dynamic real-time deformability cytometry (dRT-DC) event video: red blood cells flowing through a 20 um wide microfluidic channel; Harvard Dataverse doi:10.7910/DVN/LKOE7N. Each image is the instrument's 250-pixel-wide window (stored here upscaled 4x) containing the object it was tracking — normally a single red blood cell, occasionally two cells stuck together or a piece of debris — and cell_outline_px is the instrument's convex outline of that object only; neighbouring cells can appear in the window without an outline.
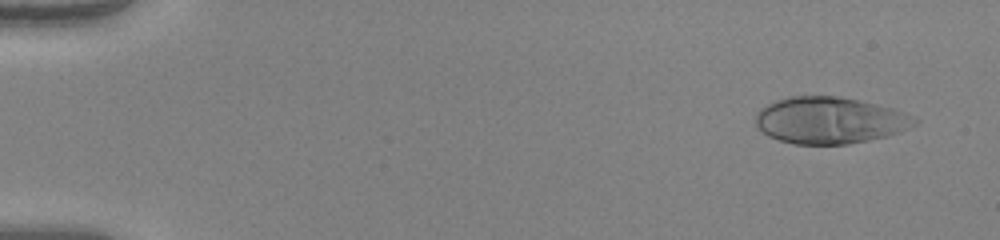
{"species": "human", "species_latin": "Homo sapiens", "temperature_condition": "warm", "stored_images_in_passage": 50, "camera_frame_rate_fps": 3000, "um_per_image_px": 0.085, "donor": {"sex": "female"}, "frame": {"image": 1, "passage_image": 3, "time_ms": 0.667, "image_size_px": [1000, 240], "cell_outline_px": [[920, 120], [916, 124], [900, 132], [888, 136], [848, 144], [792, 144], [776, 140], [760, 132], [756, 124], [756, 112], [760, 108], [776, 100], [788, 96], [840, 96], [876, 104], [892, 108], [904, 112]], "centroid_in_image_um": [70.5, 10.23], "position_along_channel_um": 14.5, "area_um2": 43.52}}
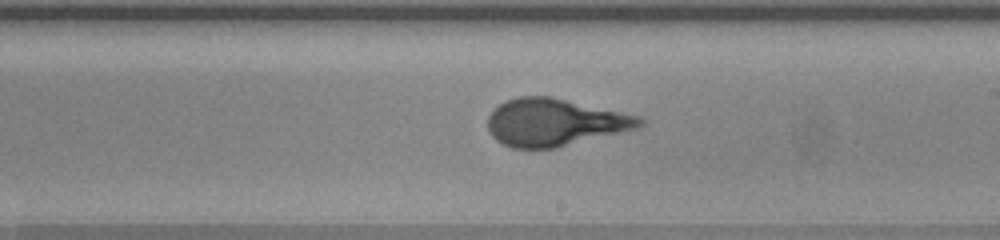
{"frame": {"image": 2, "passage_image": 30, "time_ms": 9.667, "image_size_px": [1000, 240], "cell_outline_px": [[644, 124], [636, 128], [556, 148], [512, 148], [496, 140], [492, 136], [488, 128], [488, 116], [492, 108], [504, 100], [520, 96], [552, 96], [640, 116], [644, 120]], "centroid_in_image_um": [47.11, 10.38], "position_along_channel_um": 241.9, "area_um2": 41.96}}
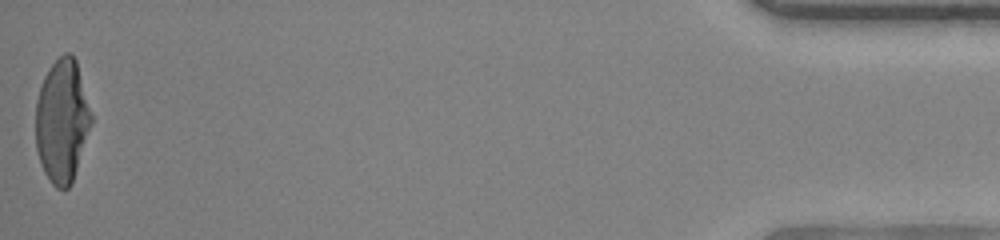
{"frame": {"image": 3, "passage_image": 50, "time_ms": 16.333, "image_size_px": [1000, 240], "cell_outline_px": [[92, 124], [72, 180], [68, 188], [56, 188], [52, 184], [44, 172], [36, 148], [36, 100], [44, 76], [52, 64], [64, 52], [68, 52], [76, 60], [92, 116]], "centroid_in_image_um": [5.27, 10.27], "position_along_channel_um": 429.9, "area_um2": 39.42}, "authors_computed_cell_mechanics": {"area_um2": 41.3848, "velocity_mm_per_s": 4.125, "shape_relaxation_time_tau1_ms": 7.1167, "shape_relaxation_time_tau2_ms": null, "deformation_change_tau1": 0.3248, "deformation_change_tau2": null}}